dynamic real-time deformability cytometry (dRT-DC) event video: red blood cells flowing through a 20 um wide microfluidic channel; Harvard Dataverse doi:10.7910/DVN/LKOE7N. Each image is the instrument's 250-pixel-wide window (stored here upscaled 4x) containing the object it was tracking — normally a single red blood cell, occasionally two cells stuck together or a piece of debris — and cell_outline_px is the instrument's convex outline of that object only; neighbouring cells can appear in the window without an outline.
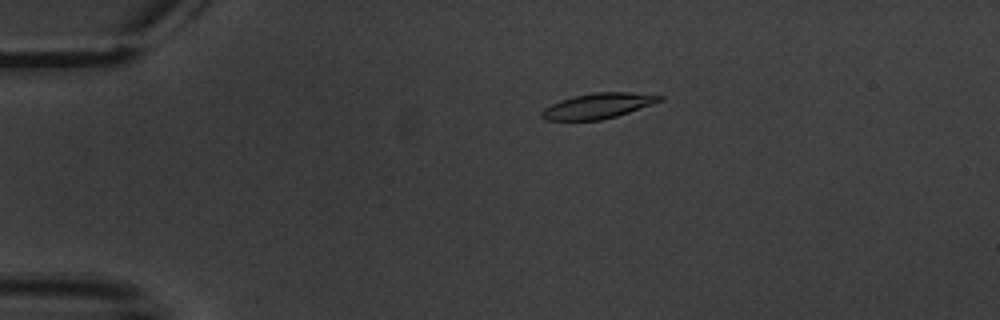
{"species": "common noctule bat (a hibernating species)", "species_latin": "Nyctalus noctula", "temperature_condition": "warm", "stored_images_in_passage": 9, "camera_frame_rate_fps": 3000, "um_per_image_px": 0.085, "animal": {"sex": "male", "body_mass_g": 20.1, "forearm_length_mm": 53.5}, "frame": {"image": 1, "passage_image": 4, "time_ms": 3.333, "image_size_px": [1000, 320], "cell_outline_px": [[664, 100], [616, 116], [600, 120], [544, 120], [540, 116], [540, 112], [544, 108], [560, 100], [576, 96], [596, 92], [632, 92], [664, 96]], "centroid_in_image_um": [50.82, 9.0], "position_along_channel_um": 34.2, "area_um2": 17.28}}
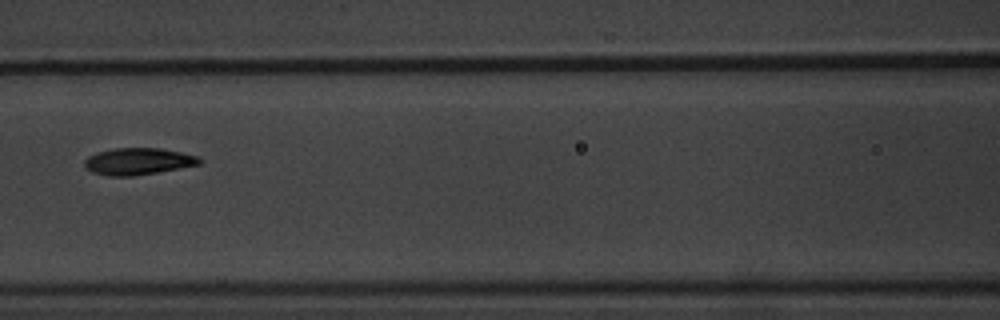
{"frame": {"image": 2, "passage_image": 8, "time_ms": 8.333, "image_size_px": [1000, 320], "cell_outline_px": [[204, 160], [200, 164], [156, 172], [132, 176], [108, 176], [92, 172], [84, 168], [84, 160], [88, 156], [96, 152], [112, 148], [160, 148], [180, 152], [196, 156]], "centroid_in_image_um": [11.68, 13.71], "position_along_channel_um": 154.9, "area_um2": 17.98}}
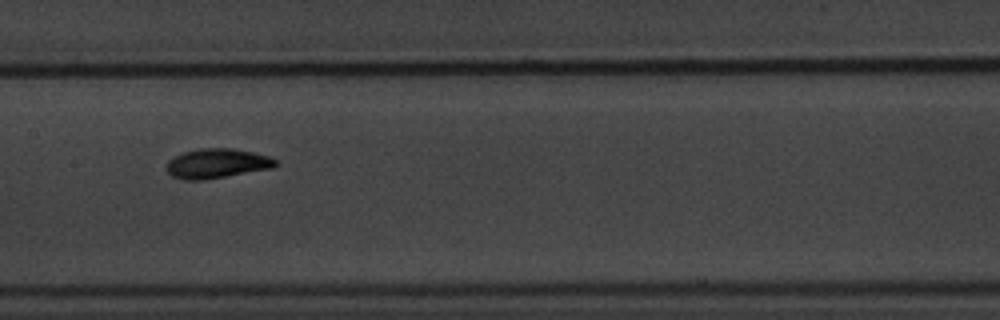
{"frame": {"image": 3, "passage_image": 9, "time_ms": 9.333, "image_size_px": [1000, 320], "cell_outline_px": [[280, 164], [272, 168], [204, 180], [184, 180], [172, 176], [164, 168], [168, 160], [184, 152], [200, 148], [232, 148], [252, 152], [268, 156], [276, 160]], "centroid_in_image_um": [18.42, 13.9], "position_along_channel_um": 189.0, "area_um2": 18.84}}